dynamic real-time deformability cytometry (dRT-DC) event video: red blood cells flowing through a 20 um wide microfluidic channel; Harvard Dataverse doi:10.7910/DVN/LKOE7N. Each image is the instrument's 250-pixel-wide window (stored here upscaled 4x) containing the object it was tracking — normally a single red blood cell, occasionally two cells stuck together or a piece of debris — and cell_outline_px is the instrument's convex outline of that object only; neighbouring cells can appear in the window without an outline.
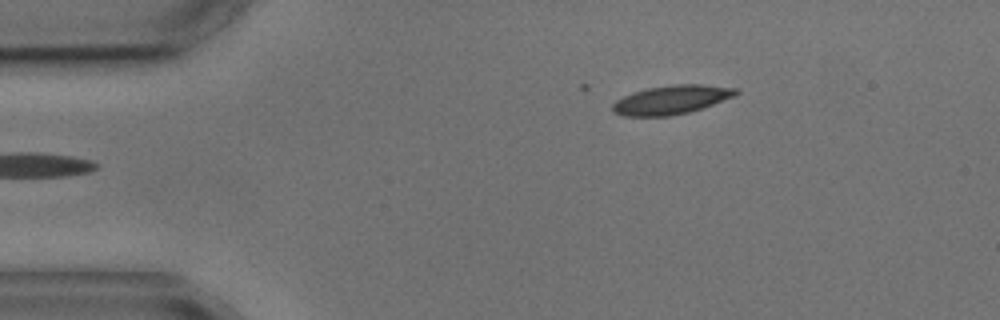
{"species": "common noctule bat (a hibernating species)", "species_latin": "Nyctalus noctula", "temperature_condition": "cold", "stored_images_in_passage": 4, "camera_frame_rate_fps": 3000, "um_per_image_px": 0.085, "animal": {"sex": "male", "body_mass_g": 17.9, "forearm_length_mm": 54.2}, "frame": {"image": 1, "passage_image": 4, "time_ms": 4.667, "image_size_px": [1000, 320], "cell_outline_px": [[740, 92], [736, 96], [688, 112], [668, 116], [624, 116], [612, 112], [612, 104], [616, 100], [624, 96], [648, 88], [676, 84], [700, 84], [736, 88]], "centroid_in_image_um": [57.07, 8.48], "position_along_channel_um": 27.9, "area_um2": 20.52}}